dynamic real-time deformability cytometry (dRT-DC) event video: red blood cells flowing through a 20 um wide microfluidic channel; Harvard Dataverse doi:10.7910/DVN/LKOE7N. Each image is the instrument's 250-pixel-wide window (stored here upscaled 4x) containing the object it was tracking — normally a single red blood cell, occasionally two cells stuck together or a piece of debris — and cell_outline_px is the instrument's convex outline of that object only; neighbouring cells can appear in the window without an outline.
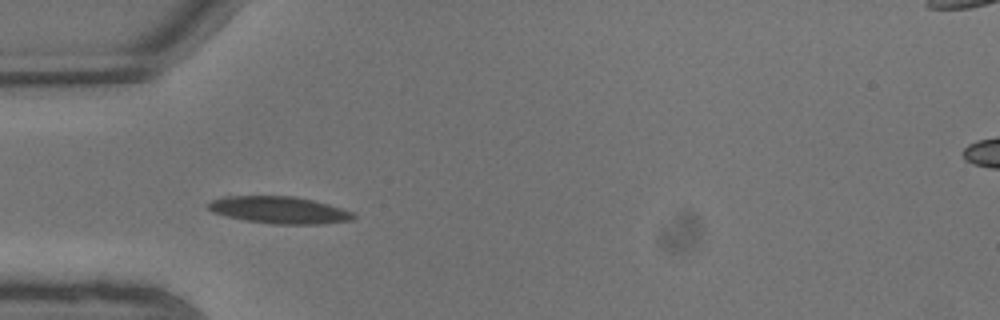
{"species": "common noctule bat (a hibernating species)", "species_latin": "Nyctalus noctula", "temperature_condition": "warm", "stored_images_in_passage": 3, "camera_frame_rate_fps": 3000, "um_per_image_px": 0.085, "animal": {"sex": "male", "body_mass_g": 13.3}, "frame": {"image": 1, "passage_image": 2, "time_ms": 0.333, "image_size_px": [1000, 320], "cell_outline_px": [[356, 216], [352, 220], [320, 224], [276, 224], [244, 220], [212, 212], [208, 208], [208, 204], [212, 200], [224, 196], [292, 196], [312, 200], [328, 204], [352, 212]], "centroid_in_image_um": [23.73, 17.85], "position_along_channel_um": 61.3, "area_um2": 22.66}}
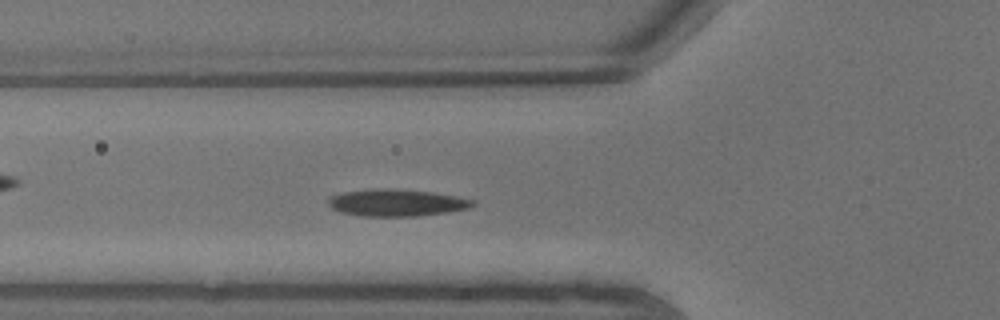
{"frame": {"image": 2, "passage_image": 3, "time_ms": 0.667, "image_size_px": [1000, 320], "cell_outline_px": [[476, 204], [472, 208], [448, 212], [416, 216], [360, 216], [340, 212], [332, 208], [328, 204], [328, 196], [344, 192], [372, 188], [380, 188], [432, 192], [456, 196], [476, 200]], "centroid_in_image_um": [33.72, 17.23], "position_along_channel_um": 92.1, "area_um2": 22.89}}